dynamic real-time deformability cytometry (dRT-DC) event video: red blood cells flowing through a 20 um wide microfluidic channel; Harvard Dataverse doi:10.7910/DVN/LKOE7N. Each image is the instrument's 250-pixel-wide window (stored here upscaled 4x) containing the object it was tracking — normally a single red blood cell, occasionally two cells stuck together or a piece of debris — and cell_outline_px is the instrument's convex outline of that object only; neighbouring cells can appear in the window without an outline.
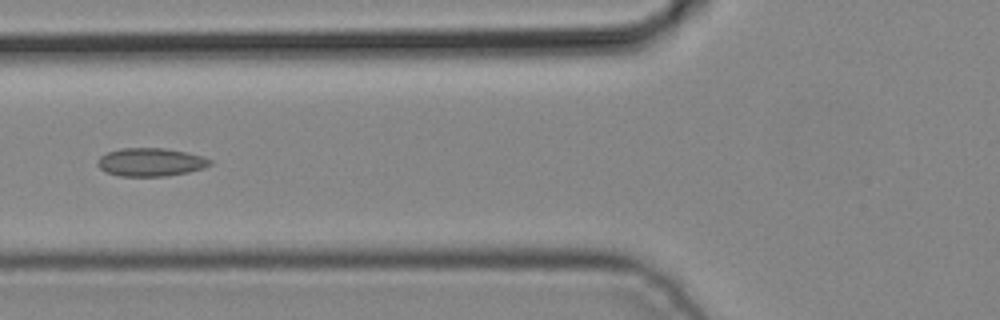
{"species": "common noctule bat (a hibernating species)", "species_latin": "Nyctalus noctula", "temperature_condition": "cold", "stored_images_in_passage": 4, "camera_frame_rate_fps": 3000, "um_per_image_px": 0.085, "animal": {"sex": "male", "body_mass_g": 19.2, "forearm_length_mm": 51.8}, "frame": {"image": 1, "passage_image": 4, "time_ms": 1.0, "image_size_px": [1000, 320], "cell_outline_px": [[212, 164], [204, 168], [188, 172], [168, 176], [120, 176], [108, 172], [100, 168], [96, 164], [96, 160], [100, 156], [108, 152], [120, 148], [164, 148], [184, 152], [200, 156], [212, 160]], "centroid_in_image_um": [12.78, 13.78], "position_along_channel_um": 113.0, "area_um2": 18.44}}